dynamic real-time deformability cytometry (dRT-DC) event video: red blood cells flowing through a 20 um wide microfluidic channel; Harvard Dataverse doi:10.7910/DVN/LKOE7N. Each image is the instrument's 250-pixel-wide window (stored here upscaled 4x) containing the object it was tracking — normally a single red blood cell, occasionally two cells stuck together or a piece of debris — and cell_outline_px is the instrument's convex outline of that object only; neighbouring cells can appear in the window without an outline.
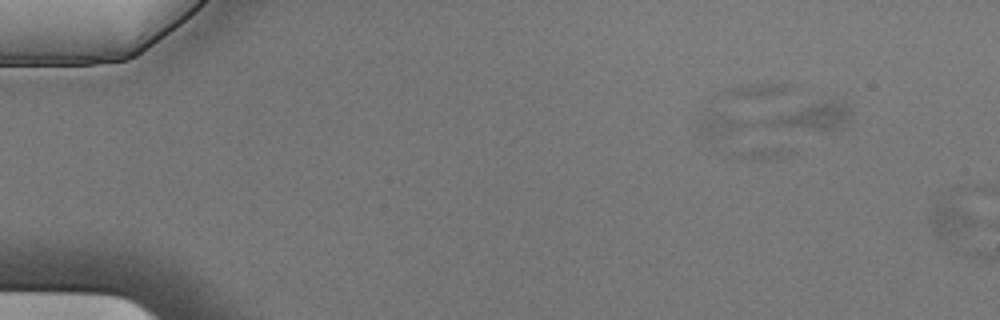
{"species": "Egyptian fruit bat (a non-hibernating species)", "species_latin": "Rousettus aegyptiacus", "temperature_condition": "cold", "stored_images_in_passage": 7, "camera_frame_rate_fps": 3000, "um_per_image_px": 0.085, "animal": {"sex": "male"}, "frame": {"image": 1, "passage_image": 1, "time_ms": 0.0, "image_size_px": [1000, 320], "cell_outline_px": [[976, 224], [936, 240], [928, 220], [936, 196], [952, 188], [976, 220]], "centroid_in_image_um": [80.7, 18.28], "position_along_channel_um": 4.3, "area_um2": 10.75}}